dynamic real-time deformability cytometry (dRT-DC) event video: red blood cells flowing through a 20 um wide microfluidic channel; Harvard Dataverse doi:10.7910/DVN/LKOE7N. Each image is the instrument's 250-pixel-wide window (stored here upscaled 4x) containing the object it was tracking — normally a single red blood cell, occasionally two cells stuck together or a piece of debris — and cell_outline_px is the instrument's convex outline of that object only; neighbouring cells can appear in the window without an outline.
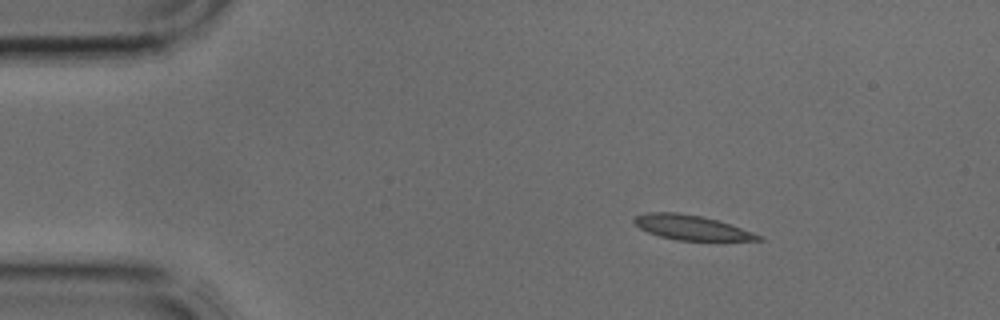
{"species": "common noctule bat (a hibernating species)", "species_latin": "Nyctalus noctula", "temperature_condition": "cold", "stored_images_in_passage": 2, "camera_frame_rate_fps": 3000, "um_per_image_px": 0.085, "animal": {"sex": "male", "body_mass_g": 17.9, "forearm_length_mm": 54.2}, "frame": {"image": 1, "passage_image": 1, "time_ms": 0.0, "image_size_px": [1000, 320], "cell_outline_px": [[764, 240], [676, 240], [660, 236], [648, 232], [640, 228], [632, 220], [636, 216], [648, 212], [680, 212], [700, 216], [716, 220], [764, 236]], "centroid_in_image_um": [58.75, 19.33], "position_along_channel_um": 26.3, "area_um2": 17.57}}